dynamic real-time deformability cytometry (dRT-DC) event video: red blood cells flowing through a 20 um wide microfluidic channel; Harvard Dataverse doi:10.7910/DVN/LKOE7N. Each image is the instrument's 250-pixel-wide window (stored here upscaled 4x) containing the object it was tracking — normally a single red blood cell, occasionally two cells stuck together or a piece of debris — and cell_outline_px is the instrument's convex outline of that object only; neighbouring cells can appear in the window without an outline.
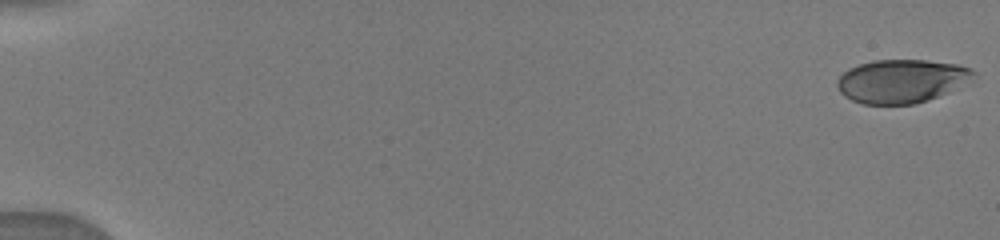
{"species": "human", "species_latin": "Homo sapiens", "temperature_condition": "warm", "stored_images_in_passage": 34, "camera_frame_rate_fps": 3000, "um_per_image_px": 0.085, "donor": {"sex": "male"}, "frame": {"image": 1, "passage_image": 1, "time_ms": 0.0, "image_size_px": [1000, 240], "cell_outline_px": [[976, 76], [948, 92], [928, 100], [912, 104], [864, 104], [852, 100], [844, 96], [840, 92], [836, 84], [836, 80], [848, 68], [872, 60], [924, 60], [956, 64], [972, 68], [976, 72]], "centroid_in_image_um": [76.61, 6.89], "position_along_channel_um": 8.4, "area_um2": 34.45}}
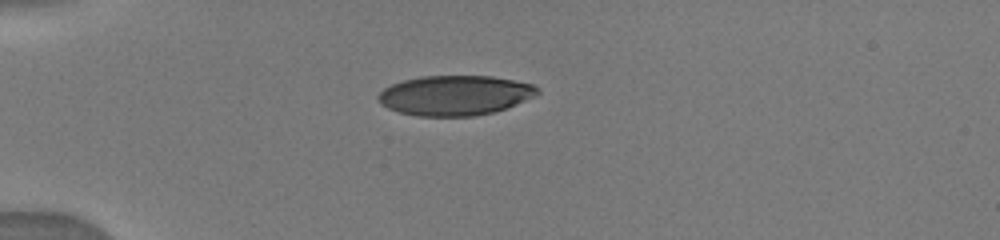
{"frame": {"image": 2, "passage_image": 22, "time_ms": 4.667, "image_size_px": [1000, 240], "cell_outline_px": [[540, 92], [536, 96], [508, 108], [476, 116], [416, 116], [400, 112], [388, 108], [380, 104], [376, 96], [384, 88], [392, 84], [404, 80], [420, 76], [492, 76], [536, 84], [540, 88]], "centroid_in_image_um": [38.71, 8.1], "position_along_channel_um": 46.3, "area_um2": 37.4}}
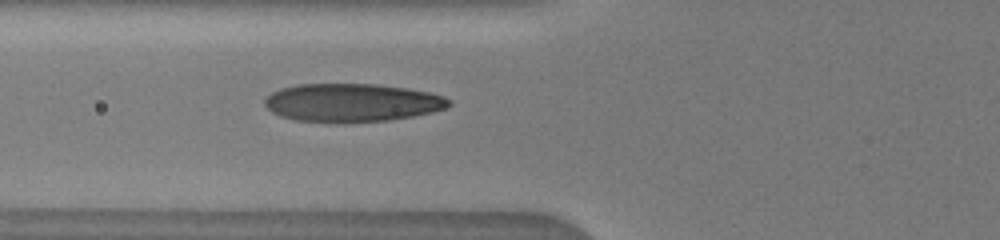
{"frame": {"image": 3, "passage_image": 32, "time_ms": 6.667, "image_size_px": [1000, 240], "cell_outline_px": [[452, 104], [448, 108], [432, 112], [412, 116], [388, 120], [296, 120], [280, 116], [272, 112], [264, 104], [264, 100], [272, 92], [280, 88], [296, 84], [376, 84], [408, 88], [428, 92], [444, 96], [452, 100]], "centroid_in_image_um": [29.96, 8.68], "position_along_channel_um": 95.8, "area_um2": 40.29}}